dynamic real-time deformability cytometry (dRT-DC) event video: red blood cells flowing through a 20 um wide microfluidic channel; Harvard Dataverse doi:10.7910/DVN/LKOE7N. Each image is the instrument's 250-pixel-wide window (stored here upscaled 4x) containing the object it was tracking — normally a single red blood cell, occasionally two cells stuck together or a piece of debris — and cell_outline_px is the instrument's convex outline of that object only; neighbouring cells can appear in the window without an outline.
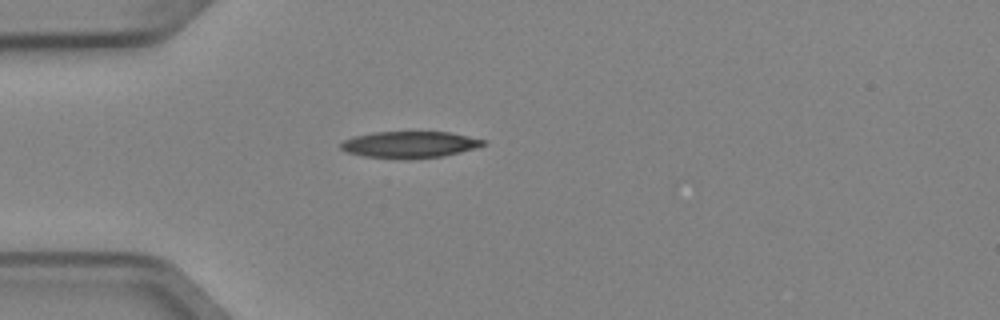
{"species": "Egyptian fruit bat (a non-hibernating species)", "species_latin": "Rousettus aegyptiacus", "temperature_condition": "cold", "stored_images_in_passage": 2, "camera_frame_rate_fps": 3000, "um_per_image_px": 0.085, "animal": {"sex": "female"}, "frame": {"image": 1, "passage_image": 1, "time_ms": 0.0, "image_size_px": [1000, 320], "cell_outline_px": [[488, 144], [476, 148], [444, 156], [408, 160], [404, 160], [364, 156], [348, 152], [340, 148], [340, 144], [344, 140], [356, 136], [372, 132], [448, 132], [488, 140]], "centroid_in_image_um": [34.87, 12.3], "position_along_channel_um": 50.1, "area_um2": 22.31}}